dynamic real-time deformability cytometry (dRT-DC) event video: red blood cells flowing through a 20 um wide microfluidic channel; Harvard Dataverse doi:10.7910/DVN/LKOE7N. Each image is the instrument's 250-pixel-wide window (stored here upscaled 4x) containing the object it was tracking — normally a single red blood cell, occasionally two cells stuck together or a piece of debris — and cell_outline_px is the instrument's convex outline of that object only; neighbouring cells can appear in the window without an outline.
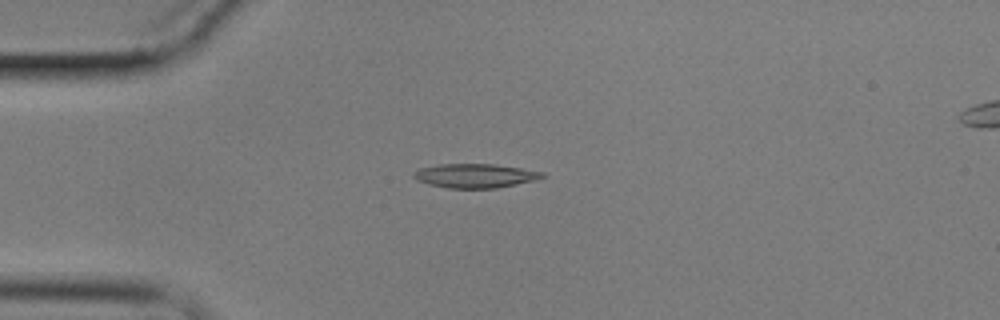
{"species": "common noctule bat (a hibernating species)", "species_latin": "Nyctalus noctula", "temperature_condition": "cold", "stored_images_in_passage": 6, "camera_frame_rate_fps": 3000, "um_per_image_px": 0.085, "animal": {"sex": "male", "body_mass_g": 17.9}, "frame": {"image": 1, "passage_image": 4, "time_ms": 3.667, "image_size_px": [1000, 320], "cell_outline_px": [[548, 176], [536, 180], [496, 188], [448, 188], [428, 184], [416, 180], [412, 176], [412, 172], [420, 168], [440, 164], [492, 164], [520, 168], [544, 172]], "centroid_in_image_um": [40.38, 14.94], "position_along_channel_um": 44.6, "area_um2": 18.09}}
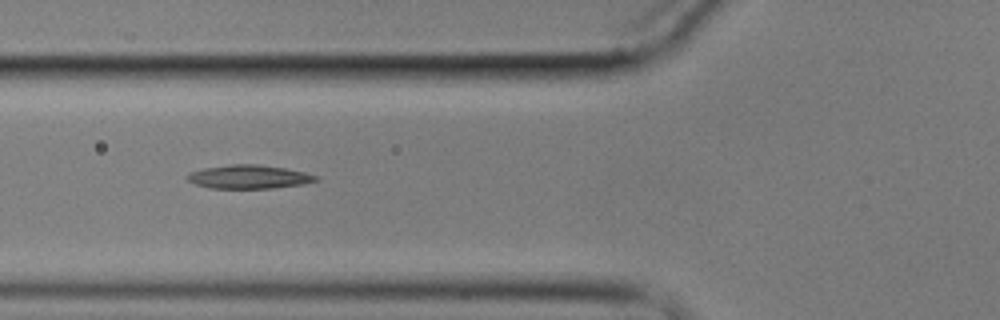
{"frame": {"image": 2, "passage_image": 6, "time_ms": 6.0, "image_size_px": [1000, 320], "cell_outline_px": [[320, 180], [304, 184], [276, 188], [208, 188], [196, 184], [188, 180], [184, 176], [188, 172], [204, 168], [232, 164], [256, 164], [284, 168], [304, 172], [320, 176]], "centroid_in_image_um": [21.17, 15.03], "position_along_channel_um": 104.6, "area_um2": 17.86}}